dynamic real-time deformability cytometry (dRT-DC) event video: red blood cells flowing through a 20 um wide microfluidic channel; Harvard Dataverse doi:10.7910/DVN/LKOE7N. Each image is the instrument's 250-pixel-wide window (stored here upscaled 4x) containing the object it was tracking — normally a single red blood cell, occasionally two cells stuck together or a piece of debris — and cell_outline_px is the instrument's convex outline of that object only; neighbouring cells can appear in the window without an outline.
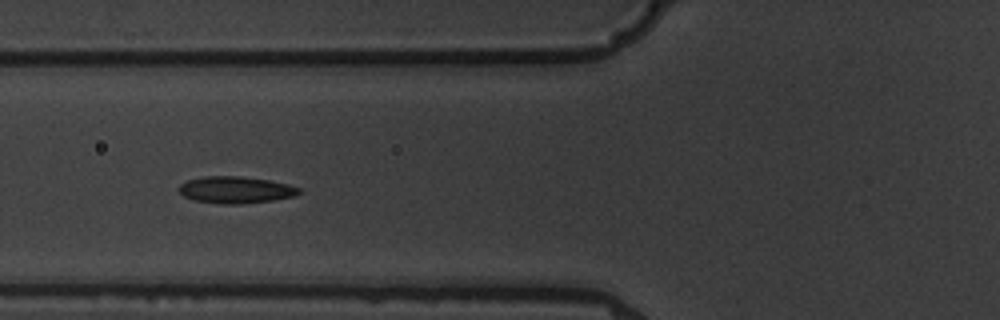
{"species": "common noctule bat (a hibernating species)", "species_latin": "Nyctalus noctula", "temperature_condition": "warm", "stored_images_in_passage": 7, "camera_frame_rate_fps": 3000, "um_per_image_px": 0.085, "animal": {"sex": "male", "body_mass_g": 19.5, "forearm_length_mm": 54.6}, "frame": {"image": 1, "passage_image": 6, "time_ms": 6.0, "image_size_px": [1000, 320], "cell_outline_px": [[304, 192], [292, 196], [272, 200], [244, 204], [220, 204], [192, 200], [184, 196], [180, 192], [180, 184], [188, 180], [204, 176], [240, 176], [268, 180], [288, 184], [300, 188]], "centroid_in_image_um": [20.04, 16.14], "position_along_channel_um": 105.8, "area_um2": 18.79}}
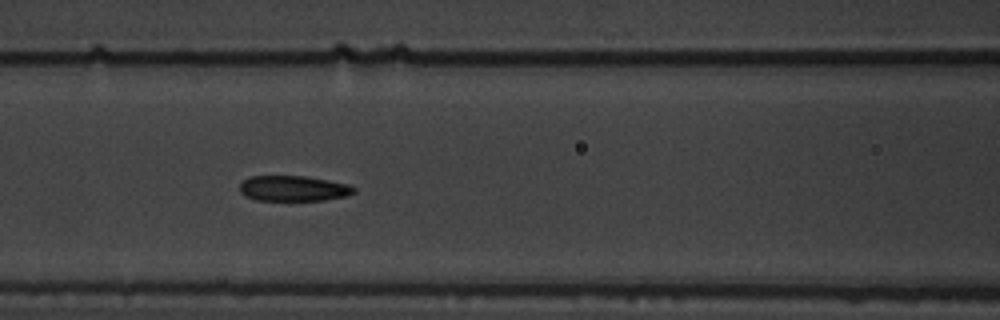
{"frame": {"image": 2, "passage_image": 7, "time_ms": 7.0, "image_size_px": [1000, 320], "cell_outline_px": [[356, 192], [348, 196], [324, 200], [256, 200], [244, 196], [240, 192], [240, 184], [248, 176], [304, 176], [328, 180], [348, 184], [356, 188]], "centroid_in_image_um": [24.95, 16.02], "position_along_channel_um": 141.7, "area_um2": 17.05}}